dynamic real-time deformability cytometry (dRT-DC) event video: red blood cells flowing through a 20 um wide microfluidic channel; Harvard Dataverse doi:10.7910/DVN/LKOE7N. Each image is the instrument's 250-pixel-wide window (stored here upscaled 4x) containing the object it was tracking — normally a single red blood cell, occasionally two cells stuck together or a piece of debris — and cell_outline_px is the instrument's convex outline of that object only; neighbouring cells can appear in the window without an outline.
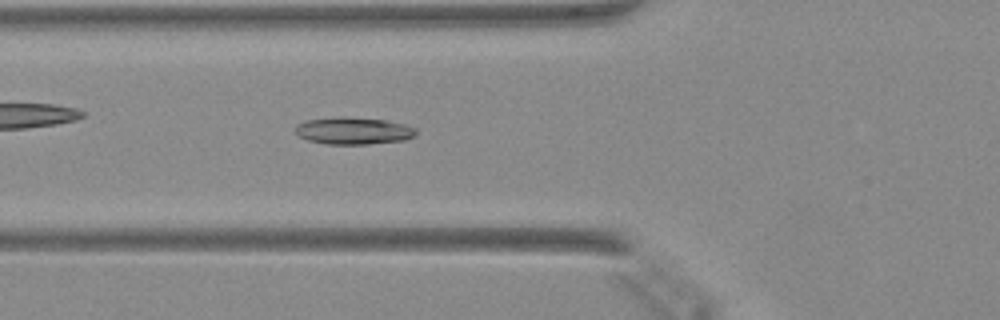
{"species": "Egyptian fruit bat (a non-hibernating species)", "species_latin": "Rousettus aegyptiacus", "temperature_condition": "warm", "stored_images_in_passage": 45, "camera_frame_rate_fps": 3000, "um_per_image_px": 0.085, "animal": {"sex": "female"}, "frame": {"image": 1, "passage_image": 15, "time_ms": 4.667, "image_size_px": [1000, 320], "cell_outline_px": [[416, 132], [412, 136], [404, 140], [368, 144], [328, 144], [308, 140], [300, 136], [296, 132], [296, 124], [308, 120], [384, 120], [404, 124], [416, 128]], "centroid_in_image_um": [30.08, 11.18], "position_along_channel_um": 95.7, "area_um2": 17.74}}
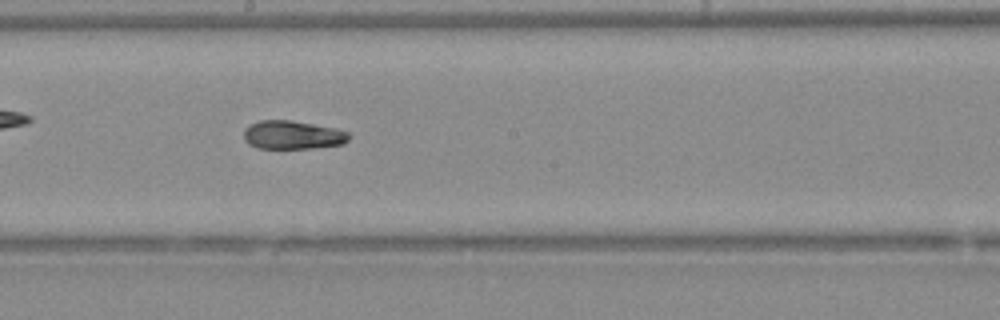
{"frame": {"image": 2, "passage_image": 24, "time_ms": 7.667, "image_size_px": [1000, 320], "cell_outline_px": [[352, 136], [344, 144], [312, 148], [256, 148], [248, 144], [244, 140], [244, 128], [260, 120], [288, 120], [336, 128], [348, 132]], "centroid_in_image_um": [24.88, 11.48], "position_along_channel_um": 223.3, "area_um2": 17.51}}
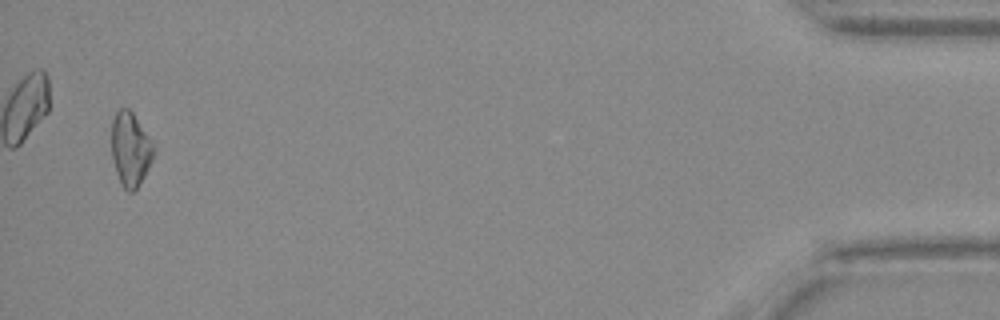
{"frame": {"image": 3, "passage_image": 44, "time_ms": 14.333, "image_size_px": [1000, 320], "cell_outline_px": [[156, 152], [144, 176], [136, 188], [132, 192], [128, 192], [124, 188], [116, 172], [112, 160], [112, 120], [116, 112], [120, 108], [128, 108], [132, 112], [152, 140], [156, 148]], "centroid_in_image_um": [11.1, 12.66], "position_along_channel_um": 424.1, "area_um2": 18.15}}